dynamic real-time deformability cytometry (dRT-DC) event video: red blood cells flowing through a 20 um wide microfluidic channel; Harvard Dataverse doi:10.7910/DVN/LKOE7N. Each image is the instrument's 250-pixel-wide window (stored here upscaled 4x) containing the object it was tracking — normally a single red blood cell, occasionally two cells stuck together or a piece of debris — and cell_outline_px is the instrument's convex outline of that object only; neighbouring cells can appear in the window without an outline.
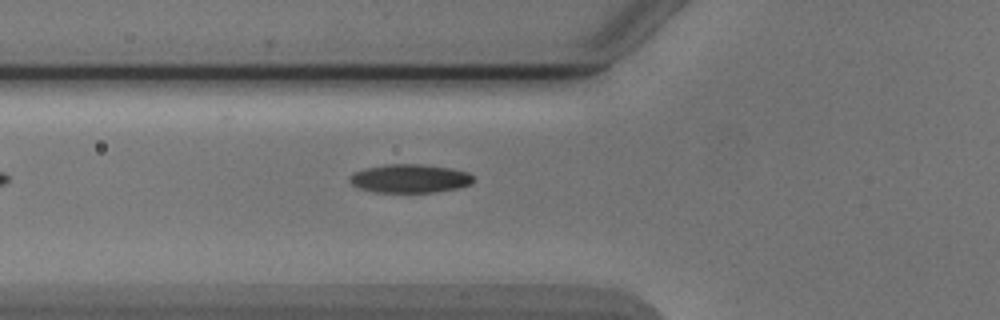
{"species": "Egyptian fruit bat (a non-hibernating species)", "species_latin": "Rousettus aegyptiacus", "temperature_condition": "cold", "stored_images_in_passage": 5, "camera_frame_rate_fps": 3000, "um_per_image_px": 0.085, "animal": {"sex": "male"}, "frame": {"image": 1, "passage_image": 5, "time_ms": 5.0, "image_size_px": [1000, 320], "cell_outline_px": [[472, 184], [456, 188], [436, 192], [376, 192], [360, 188], [352, 184], [348, 180], [348, 176], [352, 172], [364, 168], [384, 164], [420, 164], [452, 168], [468, 172], [472, 176]], "centroid_in_image_um": [34.79, 15.16], "position_along_channel_um": 91.0, "area_um2": 20.69}}